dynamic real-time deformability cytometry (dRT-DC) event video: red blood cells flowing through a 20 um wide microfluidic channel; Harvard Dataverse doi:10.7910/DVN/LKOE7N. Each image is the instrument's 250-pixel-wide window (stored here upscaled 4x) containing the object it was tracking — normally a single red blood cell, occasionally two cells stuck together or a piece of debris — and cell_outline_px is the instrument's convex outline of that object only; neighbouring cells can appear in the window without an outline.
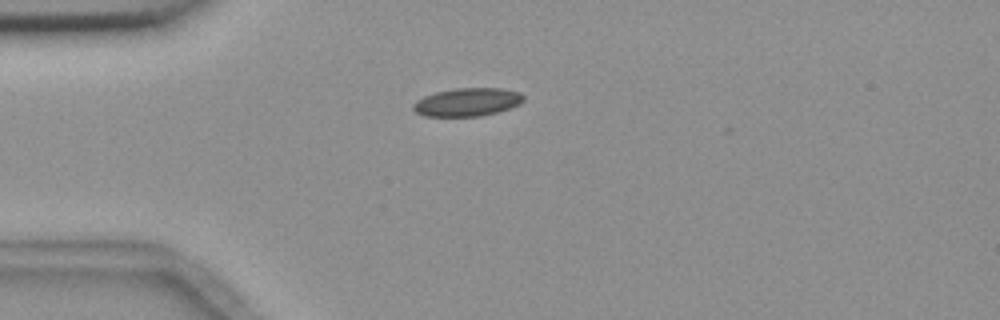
{"species": "common noctule bat (a hibernating species)", "species_latin": "Nyctalus noctula", "temperature_condition": "room temperature", "stored_images_in_passage": 3, "camera_frame_rate_fps": 3000, "um_per_image_px": 0.085, "animal": {"sex": "female", "body_mass_g": 18.4}, "frame": {"image": 1, "passage_image": 1, "time_ms": 0.0, "image_size_px": [1000, 320], "cell_outline_px": [[524, 100], [520, 104], [512, 108], [480, 116], [424, 116], [416, 112], [412, 108], [412, 104], [416, 100], [424, 96], [436, 92], [456, 88], [500, 88], [520, 92], [524, 96]], "centroid_in_image_um": [39.73, 8.67], "position_along_channel_um": 45.3, "area_um2": 18.21}}